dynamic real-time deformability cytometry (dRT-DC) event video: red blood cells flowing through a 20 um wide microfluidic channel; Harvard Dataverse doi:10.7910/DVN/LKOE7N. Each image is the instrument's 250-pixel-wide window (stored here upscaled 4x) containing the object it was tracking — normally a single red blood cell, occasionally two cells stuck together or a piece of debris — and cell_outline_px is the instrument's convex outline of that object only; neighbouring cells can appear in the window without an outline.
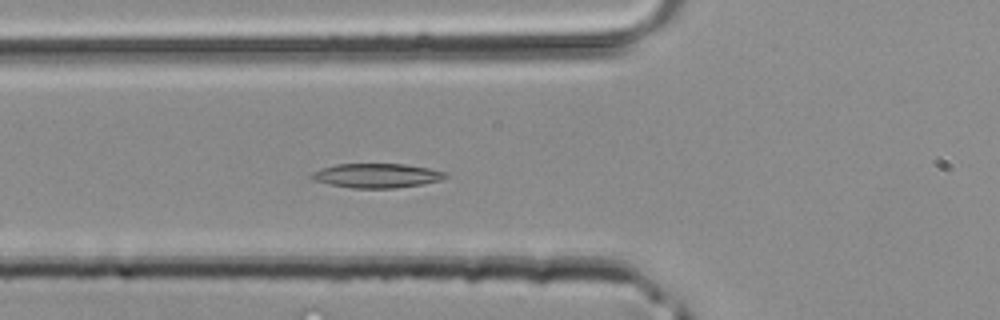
{"species": "common noctule bat (a hibernating species)", "species_latin": "Nyctalus noctula", "temperature_condition": "room temperature", "stored_images_in_passage": 41, "camera_frame_rate_fps": 3000, "um_per_image_px": 0.085, "animal": {"sex": "male", "body_mass_g": 20.4}, "frame": {"image": 1, "passage_image": 15, "time_ms": 4.667, "image_size_px": [1000, 320], "cell_outline_px": [[448, 176], [440, 180], [420, 184], [396, 188], [352, 188], [312, 180], [308, 176], [312, 172], [320, 168], [336, 164], [404, 164], [428, 168], [448, 172]], "centroid_in_image_um": [32.0, 14.92], "position_along_channel_um": 93.8, "area_um2": 18.96}}
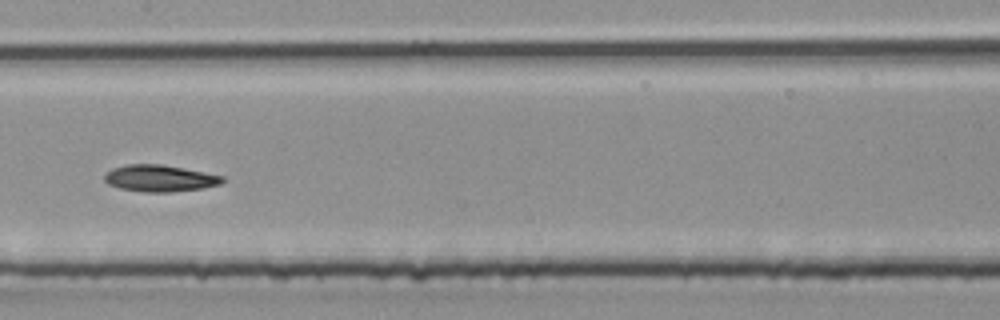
{"frame": {"image": 2, "passage_image": 21, "time_ms": 6.667, "image_size_px": [1000, 320], "cell_outline_px": [[224, 180], [220, 184], [204, 188], [172, 192], [144, 192], [120, 188], [108, 184], [104, 180], [104, 176], [112, 168], [128, 164], [160, 164], [184, 168], [224, 176]], "centroid_in_image_um": [13.59, 15.16], "position_along_channel_um": 193.8, "area_um2": 18.32}}
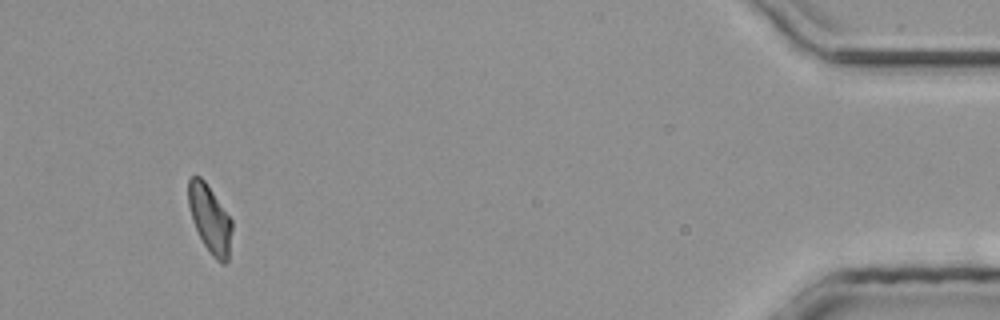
{"frame": {"image": 3, "passage_image": 39, "time_ms": 12.667, "image_size_px": [1000, 320], "cell_outline_px": [[232, 228], [228, 260], [224, 264], [220, 264], [212, 256], [204, 244], [192, 220], [188, 204], [188, 180], [192, 176], [200, 176], [204, 180], [232, 220]], "centroid_in_image_um": [17.84, 18.62], "position_along_channel_um": 417.4, "area_um2": 17.05}}